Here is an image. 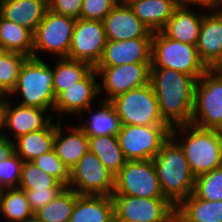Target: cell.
<instances>
[{
	"label": "cell",
	"mask_w": 222,
	"mask_h": 222,
	"mask_svg": "<svg viewBox=\"0 0 222 222\" xmlns=\"http://www.w3.org/2000/svg\"><path fill=\"white\" fill-rule=\"evenodd\" d=\"M151 63H129L118 66H95L94 69L100 76L102 85L99 83V95L103 90L108 92L104 101L141 87L149 83Z\"/></svg>",
	"instance_id": "13"
},
{
	"label": "cell",
	"mask_w": 222,
	"mask_h": 222,
	"mask_svg": "<svg viewBox=\"0 0 222 222\" xmlns=\"http://www.w3.org/2000/svg\"><path fill=\"white\" fill-rule=\"evenodd\" d=\"M55 123L47 128L30 132L14 140L15 153L24 161L31 162L38 156L54 150Z\"/></svg>",
	"instance_id": "25"
},
{
	"label": "cell",
	"mask_w": 222,
	"mask_h": 222,
	"mask_svg": "<svg viewBox=\"0 0 222 222\" xmlns=\"http://www.w3.org/2000/svg\"><path fill=\"white\" fill-rule=\"evenodd\" d=\"M103 21L78 18L73 30L68 58L90 63L95 67L106 45Z\"/></svg>",
	"instance_id": "14"
},
{
	"label": "cell",
	"mask_w": 222,
	"mask_h": 222,
	"mask_svg": "<svg viewBox=\"0 0 222 222\" xmlns=\"http://www.w3.org/2000/svg\"><path fill=\"white\" fill-rule=\"evenodd\" d=\"M152 161L164 198L177 208L193 193L195 182L181 146L170 136Z\"/></svg>",
	"instance_id": "2"
},
{
	"label": "cell",
	"mask_w": 222,
	"mask_h": 222,
	"mask_svg": "<svg viewBox=\"0 0 222 222\" xmlns=\"http://www.w3.org/2000/svg\"><path fill=\"white\" fill-rule=\"evenodd\" d=\"M134 14L150 30L163 29L179 4L175 0H125Z\"/></svg>",
	"instance_id": "23"
},
{
	"label": "cell",
	"mask_w": 222,
	"mask_h": 222,
	"mask_svg": "<svg viewBox=\"0 0 222 222\" xmlns=\"http://www.w3.org/2000/svg\"><path fill=\"white\" fill-rule=\"evenodd\" d=\"M190 123L222 131V70L208 69L198 79Z\"/></svg>",
	"instance_id": "6"
},
{
	"label": "cell",
	"mask_w": 222,
	"mask_h": 222,
	"mask_svg": "<svg viewBox=\"0 0 222 222\" xmlns=\"http://www.w3.org/2000/svg\"><path fill=\"white\" fill-rule=\"evenodd\" d=\"M179 5L161 32L169 38L196 46L204 13Z\"/></svg>",
	"instance_id": "21"
},
{
	"label": "cell",
	"mask_w": 222,
	"mask_h": 222,
	"mask_svg": "<svg viewBox=\"0 0 222 222\" xmlns=\"http://www.w3.org/2000/svg\"><path fill=\"white\" fill-rule=\"evenodd\" d=\"M110 102L121 125H169L161 116L156 94L150 83L129 90Z\"/></svg>",
	"instance_id": "7"
},
{
	"label": "cell",
	"mask_w": 222,
	"mask_h": 222,
	"mask_svg": "<svg viewBox=\"0 0 222 222\" xmlns=\"http://www.w3.org/2000/svg\"><path fill=\"white\" fill-rule=\"evenodd\" d=\"M195 5L198 7L202 6L203 8H208V11H212L213 9L218 10V0H179V5L181 6H190Z\"/></svg>",
	"instance_id": "42"
},
{
	"label": "cell",
	"mask_w": 222,
	"mask_h": 222,
	"mask_svg": "<svg viewBox=\"0 0 222 222\" xmlns=\"http://www.w3.org/2000/svg\"><path fill=\"white\" fill-rule=\"evenodd\" d=\"M7 95L0 94V137L4 136V119H5V108L7 105ZM3 130V131H2Z\"/></svg>",
	"instance_id": "43"
},
{
	"label": "cell",
	"mask_w": 222,
	"mask_h": 222,
	"mask_svg": "<svg viewBox=\"0 0 222 222\" xmlns=\"http://www.w3.org/2000/svg\"><path fill=\"white\" fill-rule=\"evenodd\" d=\"M23 97L21 106L37 107L52 111L55 104L53 69L45 61L28 57L21 66L15 88L9 94ZM53 108V109H52Z\"/></svg>",
	"instance_id": "4"
},
{
	"label": "cell",
	"mask_w": 222,
	"mask_h": 222,
	"mask_svg": "<svg viewBox=\"0 0 222 222\" xmlns=\"http://www.w3.org/2000/svg\"><path fill=\"white\" fill-rule=\"evenodd\" d=\"M113 217L111 196L78 195L69 222H112Z\"/></svg>",
	"instance_id": "24"
},
{
	"label": "cell",
	"mask_w": 222,
	"mask_h": 222,
	"mask_svg": "<svg viewBox=\"0 0 222 222\" xmlns=\"http://www.w3.org/2000/svg\"><path fill=\"white\" fill-rule=\"evenodd\" d=\"M100 102L99 110L91 111V106L84 110V112L90 111L93 114L92 118L90 121L84 119V123L78 127L89 137L117 136L121 128L120 118L110 101Z\"/></svg>",
	"instance_id": "26"
},
{
	"label": "cell",
	"mask_w": 222,
	"mask_h": 222,
	"mask_svg": "<svg viewBox=\"0 0 222 222\" xmlns=\"http://www.w3.org/2000/svg\"><path fill=\"white\" fill-rule=\"evenodd\" d=\"M18 188L21 190H64L66 186L34 163L23 162Z\"/></svg>",
	"instance_id": "33"
},
{
	"label": "cell",
	"mask_w": 222,
	"mask_h": 222,
	"mask_svg": "<svg viewBox=\"0 0 222 222\" xmlns=\"http://www.w3.org/2000/svg\"><path fill=\"white\" fill-rule=\"evenodd\" d=\"M94 67L85 61L59 58L53 68V92L55 97L62 91L84 79Z\"/></svg>",
	"instance_id": "29"
},
{
	"label": "cell",
	"mask_w": 222,
	"mask_h": 222,
	"mask_svg": "<svg viewBox=\"0 0 222 222\" xmlns=\"http://www.w3.org/2000/svg\"><path fill=\"white\" fill-rule=\"evenodd\" d=\"M166 222H182L180 216L175 213L169 220H167Z\"/></svg>",
	"instance_id": "44"
},
{
	"label": "cell",
	"mask_w": 222,
	"mask_h": 222,
	"mask_svg": "<svg viewBox=\"0 0 222 222\" xmlns=\"http://www.w3.org/2000/svg\"><path fill=\"white\" fill-rule=\"evenodd\" d=\"M29 205L35 213L47 203L55 199L63 190H24Z\"/></svg>",
	"instance_id": "40"
},
{
	"label": "cell",
	"mask_w": 222,
	"mask_h": 222,
	"mask_svg": "<svg viewBox=\"0 0 222 222\" xmlns=\"http://www.w3.org/2000/svg\"><path fill=\"white\" fill-rule=\"evenodd\" d=\"M193 194L205 201H222V167L195 177Z\"/></svg>",
	"instance_id": "35"
},
{
	"label": "cell",
	"mask_w": 222,
	"mask_h": 222,
	"mask_svg": "<svg viewBox=\"0 0 222 222\" xmlns=\"http://www.w3.org/2000/svg\"><path fill=\"white\" fill-rule=\"evenodd\" d=\"M114 187L115 175L90 151L70 170L68 188L75 190L79 195L111 196Z\"/></svg>",
	"instance_id": "11"
},
{
	"label": "cell",
	"mask_w": 222,
	"mask_h": 222,
	"mask_svg": "<svg viewBox=\"0 0 222 222\" xmlns=\"http://www.w3.org/2000/svg\"><path fill=\"white\" fill-rule=\"evenodd\" d=\"M28 57L15 52L0 56V94L9 95L15 88L21 66Z\"/></svg>",
	"instance_id": "34"
},
{
	"label": "cell",
	"mask_w": 222,
	"mask_h": 222,
	"mask_svg": "<svg viewBox=\"0 0 222 222\" xmlns=\"http://www.w3.org/2000/svg\"><path fill=\"white\" fill-rule=\"evenodd\" d=\"M75 23L76 19L48 9L33 33L32 57L40 59L38 53L44 51L68 58Z\"/></svg>",
	"instance_id": "9"
},
{
	"label": "cell",
	"mask_w": 222,
	"mask_h": 222,
	"mask_svg": "<svg viewBox=\"0 0 222 222\" xmlns=\"http://www.w3.org/2000/svg\"><path fill=\"white\" fill-rule=\"evenodd\" d=\"M212 12L204 14L196 45L199 57L208 69H216L222 63V9Z\"/></svg>",
	"instance_id": "18"
},
{
	"label": "cell",
	"mask_w": 222,
	"mask_h": 222,
	"mask_svg": "<svg viewBox=\"0 0 222 222\" xmlns=\"http://www.w3.org/2000/svg\"><path fill=\"white\" fill-rule=\"evenodd\" d=\"M112 195L164 198L153 161H126L115 175V187Z\"/></svg>",
	"instance_id": "10"
},
{
	"label": "cell",
	"mask_w": 222,
	"mask_h": 222,
	"mask_svg": "<svg viewBox=\"0 0 222 222\" xmlns=\"http://www.w3.org/2000/svg\"><path fill=\"white\" fill-rule=\"evenodd\" d=\"M89 151L95 154L103 165L114 175H116L126 163L117 136L89 137Z\"/></svg>",
	"instance_id": "30"
},
{
	"label": "cell",
	"mask_w": 222,
	"mask_h": 222,
	"mask_svg": "<svg viewBox=\"0 0 222 222\" xmlns=\"http://www.w3.org/2000/svg\"><path fill=\"white\" fill-rule=\"evenodd\" d=\"M114 216L130 222H166L175 213L166 198H142L127 195H111Z\"/></svg>",
	"instance_id": "12"
},
{
	"label": "cell",
	"mask_w": 222,
	"mask_h": 222,
	"mask_svg": "<svg viewBox=\"0 0 222 222\" xmlns=\"http://www.w3.org/2000/svg\"><path fill=\"white\" fill-rule=\"evenodd\" d=\"M176 213L182 222H222V201H205L191 193Z\"/></svg>",
	"instance_id": "27"
},
{
	"label": "cell",
	"mask_w": 222,
	"mask_h": 222,
	"mask_svg": "<svg viewBox=\"0 0 222 222\" xmlns=\"http://www.w3.org/2000/svg\"><path fill=\"white\" fill-rule=\"evenodd\" d=\"M152 38L107 40L96 66H118L129 63H151Z\"/></svg>",
	"instance_id": "17"
},
{
	"label": "cell",
	"mask_w": 222,
	"mask_h": 222,
	"mask_svg": "<svg viewBox=\"0 0 222 222\" xmlns=\"http://www.w3.org/2000/svg\"><path fill=\"white\" fill-rule=\"evenodd\" d=\"M0 214L8 222H26L34 217V212L29 205L25 191L19 188L0 190Z\"/></svg>",
	"instance_id": "31"
},
{
	"label": "cell",
	"mask_w": 222,
	"mask_h": 222,
	"mask_svg": "<svg viewBox=\"0 0 222 222\" xmlns=\"http://www.w3.org/2000/svg\"><path fill=\"white\" fill-rule=\"evenodd\" d=\"M216 69L222 70V63Z\"/></svg>",
	"instance_id": "49"
},
{
	"label": "cell",
	"mask_w": 222,
	"mask_h": 222,
	"mask_svg": "<svg viewBox=\"0 0 222 222\" xmlns=\"http://www.w3.org/2000/svg\"><path fill=\"white\" fill-rule=\"evenodd\" d=\"M107 40L121 41L152 38L153 32L140 21L125 0L119 3L103 20Z\"/></svg>",
	"instance_id": "16"
},
{
	"label": "cell",
	"mask_w": 222,
	"mask_h": 222,
	"mask_svg": "<svg viewBox=\"0 0 222 222\" xmlns=\"http://www.w3.org/2000/svg\"><path fill=\"white\" fill-rule=\"evenodd\" d=\"M15 154L14 139H11L8 134L0 137V160L10 158Z\"/></svg>",
	"instance_id": "41"
},
{
	"label": "cell",
	"mask_w": 222,
	"mask_h": 222,
	"mask_svg": "<svg viewBox=\"0 0 222 222\" xmlns=\"http://www.w3.org/2000/svg\"><path fill=\"white\" fill-rule=\"evenodd\" d=\"M79 194L66 187L55 199L34 213L42 222H69Z\"/></svg>",
	"instance_id": "32"
},
{
	"label": "cell",
	"mask_w": 222,
	"mask_h": 222,
	"mask_svg": "<svg viewBox=\"0 0 222 222\" xmlns=\"http://www.w3.org/2000/svg\"><path fill=\"white\" fill-rule=\"evenodd\" d=\"M112 222H130V221L117 219V218L114 216L113 219H112ZM134 222H135V221H134Z\"/></svg>",
	"instance_id": "45"
},
{
	"label": "cell",
	"mask_w": 222,
	"mask_h": 222,
	"mask_svg": "<svg viewBox=\"0 0 222 222\" xmlns=\"http://www.w3.org/2000/svg\"><path fill=\"white\" fill-rule=\"evenodd\" d=\"M119 1L120 0H83L80 18L103 21Z\"/></svg>",
	"instance_id": "38"
},
{
	"label": "cell",
	"mask_w": 222,
	"mask_h": 222,
	"mask_svg": "<svg viewBox=\"0 0 222 222\" xmlns=\"http://www.w3.org/2000/svg\"><path fill=\"white\" fill-rule=\"evenodd\" d=\"M83 0H48V9L56 14L80 18Z\"/></svg>",
	"instance_id": "39"
},
{
	"label": "cell",
	"mask_w": 222,
	"mask_h": 222,
	"mask_svg": "<svg viewBox=\"0 0 222 222\" xmlns=\"http://www.w3.org/2000/svg\"><path fill=\"white\" fill-rule=\"evenodd\" d=\"M218 9H222V0H218Z\"/></svg>",
	"instance_id": "48"
},
{
	"label": "cell",
	"mask_w": 222,
	"mask_h": 222,
	"mask_svg": "<svg viewBox=\"0 0 222 222\" xmlns=\"http://www.w3.org/2000/svg\"><path fill=\"white\" fill-rule=\"evenodd\" d=\"M16 104L12 106L13 102L7 99L4 119V128H10L15 135V140L30 132L45 129L53 121L52 115L46 114L47 110Z\"/></svg>",
	"instance_id": "19"
},
{
	"label": "cell",
	"mask_w": 222,
	"mask_h": 222,
	"mask_svg": "<svg viewBox=\"0 0 222 222\" xmlns=\"http://www.w3.org/2000/svg\"><path fill=\"white\" fill-rule=\"evenodd\" d=\"M150 68H170L198 80L208 68L199 57L196 46L166 37L161 31L152 35Z\"/></svg>",
	"instance_id": "5"
},
{
	"label": "cell",
	"mask_w": 222,
	"mask_h": 222,
	"mask_svg": "<svg viewBox=\"0 0 222 222\" xmlns=\"http://www.w3.org/2000/svg\"><path fill=\"white\" fill-rule=\"evenodd\" d=\"M26 222H42V221L38 220V219L34 216V217H32L31 219H29L28 221H26Z\"/></svg>",
	"instance_id": "46"
},
{
	"label": "cell",
	"mask_w": 222,
	"mask_h": 222,
	"mask_svg": "<svg viewBox=\"0 0 222 222\" xmlns=\"http://www.w3.org/2000/svg\"><path fill=\"white\" fill-rule=\"evenodd\" d=\"M97 75V71L93 69L84 79L56 96L53 110L57 113V116L61 119L65 114L78 113L79 117L83 116L82 111L89 108L95 101L93 98H97L99 95Z\"/></svg>",
	"instance_id": "15"
},
{
	"label": "cell",
	"mask_w": 222,
	"mask_h": 222,
	"mask_svg": "<svg viewBox=\"0 0 222 222\" xmlns=\"http://www.w3.org/2000/svg\"><path fill=\"white\" fill-rule=\"evenodd\" d=\"M7 51H5L1 46H0V56H3Z\"/></svg>",
	"instance_id": "47"
},
{
	"label": "cell",
	"mask_w": 222,
	"mask_h": 222,
	"mask_svg": "<svg viewBox=\"0 0 222 222\" xmlns=\"http://www.w3.org/2000/svg\"><path fill=\"white\" fill-rule=\"evenodd\" d=\"M48 10V0H3L0 15L20 26L36 31Z\"/></svg>",
	"instance_id": "20"
},
{
	"label": "cell",
	"mask_w": 222,
	"mask_h": 222,
	"mask_svg": "<svg viewBox=\"0 0 222 222\" xmlns=\"http://www.w3.org/2000/svg\"><path fill=\"white\" fill-rule=\"evenodd\" d=\"M0 46L7 52L32 57L33 32L0 15Z\"/></svg>",
	"instance_id": "28"
},
{
	"label": "cell",
	"mask_w": 222,
	"mask_h": 222,
	"mask_svg": "<svg viewBox=\"0 0 222 222\" xmlns=\"http://www.w3.org/2000/svg\"><path fill=\"white\" fill-rule=\"evenodd\" d=\"M61 119L55 122L54 150L60 160L71 170L80 158L89 151V136L78 126H71L67 135H63L64 130ZM70 130V131H69Z\"/></svg>",
	"instance_id": "22"
},
{
	"label": "cell",
	"mask_w": 222,
	"mask_h": 222,
	"mask_svg": "<svg viewBox=\"0 0 222 222\" xmlns=\"http://www.w3.org/2000/svg\"><path fill=\"white\" fill-rule=\"evenodd\" d=\"M23 162L16 153L10 158L0 160V190L18 188Z\"/></svg>",
	"instance_id": "37"
},
{
	"label": "cell",
	"mask_w": 222,
	"mask_h": 222,
	"mask_svg": "<svg viewBox=\"0 0 222 222\" xmlns=\"http://www.w3.org/2000/svg\"><path fill=\"white\" fill-rule=\"evenodd\" d=\"M177 131L185 136L179 138L182 142ZM170 136L181 146L194 177L222 167V131L188 123L172 127Z\"/></svg>",
	"instance_id": "3"
},
{
	"label": "cell",
	"mask_w": 222,
	"mask_h": 222,
	"mask_svg": "<svg viewBox=\"0 0 222 222\" xmlns=\"http://www.w3.org/2000/svg\"><path fill=\"white\" fill-rule=\"evenodd\" d=\"M198 80L170 68H150L149 83L163 119L171 126L191 122Z\"/></svg>",
	"instance_id": "1"
},
{
	"label": "cell",
	"mask_w": 222,
	"mask_h": 222,
	"mask_svg": "<svg viewBox=\"0 0 222 222\" xmlns=\"http://www.w3.org/2000/svg\"><path fill=\"white\" fill-rule=\"evenodd\" d=\"M38 168L55 177L66 187L70 184V169L60 160L55 150L46 152L33 161Z\"/></svg>",
	"instance_id": "36"
},
{
	"label": "cell",
	"mask_w": 222,
	"mask_h": 222,
	"mask_svg": "<svg viewBox=\"0 0 222 222\" xmlns=\"http://www.w3.org/2000/svg\"><path fill=\"white\" fill-rule=\"evenodd\" d=\"M171 129L170 125H121L117 137L126 161L152 160Z\"/></svg>",
	"instance_id": "8"
}]
</instances>
